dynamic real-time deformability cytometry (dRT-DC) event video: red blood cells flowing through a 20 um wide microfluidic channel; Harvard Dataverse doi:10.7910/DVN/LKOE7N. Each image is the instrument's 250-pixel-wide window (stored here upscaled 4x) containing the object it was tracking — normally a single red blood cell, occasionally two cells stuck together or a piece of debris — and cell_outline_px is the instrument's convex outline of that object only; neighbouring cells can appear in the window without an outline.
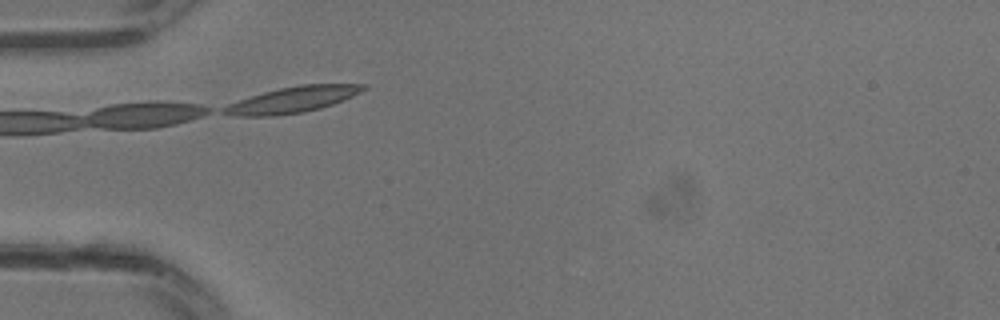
{"species": "common noctule bat (a hibernating species)", "species_latin": "Nyctalus noctula", "temperature_condition": "warm", "stored_images_in_passage": 6, "camera_frame_rate_fps": 3000, "um_per_image_px": 0.085, "animal": {"sex": "male", "body_mass_g": 13.3}, "frame": {"image": 1, "passage_image": 4, "time_ms": 1.0, "image_size_px": [1000, 320], "cell_outline_px": [[368, 88], [344, 100], [320, 108], [304, 112], [276, 116], [236, 116], [220, 112], [220, 108], [228, 104], [264, 92], [280, 88], [300, 84], [368, 84]], "centroid_in_image_um": [24.87, 8.48], "position_along_channel_um": 60.1, "area_um2": 21.1}}